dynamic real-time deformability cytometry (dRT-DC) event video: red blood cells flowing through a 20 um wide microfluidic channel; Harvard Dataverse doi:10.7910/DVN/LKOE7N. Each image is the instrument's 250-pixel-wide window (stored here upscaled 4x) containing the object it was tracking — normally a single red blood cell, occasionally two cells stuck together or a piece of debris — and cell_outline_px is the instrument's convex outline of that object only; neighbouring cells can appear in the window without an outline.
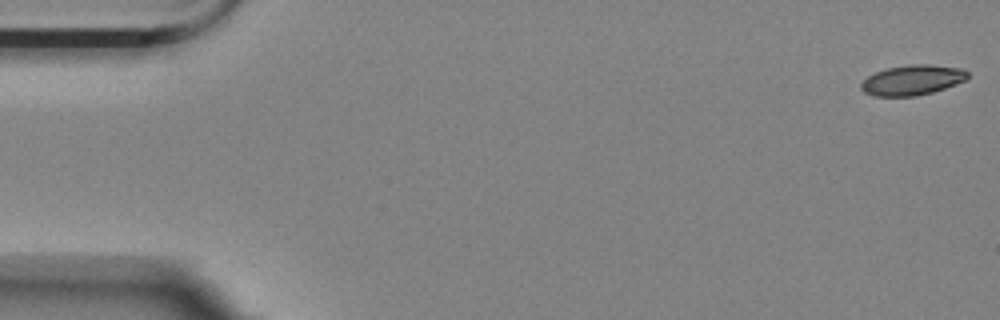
{"species": "Egyptian fruit bat (a non-hibernating species)", "species_latin": "Rousettus aegyptiacus", "temperature_condition": "room temperature", "stored_images_in_passage": 56, "camera_frame_rate_fps": 3000, "um_per_image_px": 0.085, "animal": {"sex": "female"}, "frame": {"image": 1, "passage_image": 1, "time_ms": 0.0, "image_size_px": [1000, 320], "cell_outline_px": [[968, 76], [964, 80], [956, 84], [932, 92], [916, 96], [872, 96], [864, 92], [860, 88], [860, 84], [868, 76], [876, 72], [888, 68], [908, 64], [928, 64], [964, 68], [968, 72]], "centroid_in_image_um": [77.54, 6.8], "position_along_channel_um": 7.5, "area_um2": 18.73}}
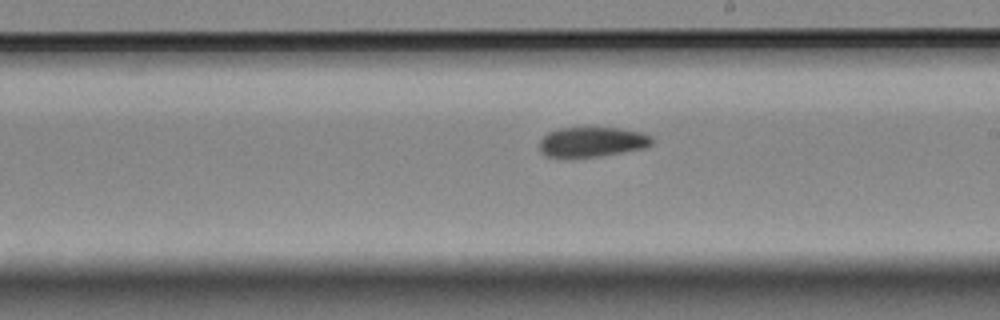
{"frame": {"image": 2, "passage_image": 32, "time_ms": 10.333, "image_size_px": [1000, 320], "cell_outline_px": [[656, 140], [652, 144], [644, 148], [600, 156], [548, 156], [540, 148], [540, 140], [548, 132], [560, 128], [616, 128], [640, 132], [652, 136]], "centroid_in_image_um": [50.39, 12.04], "position_along_channel_um": 238.6, "area_um2": 19.19}}
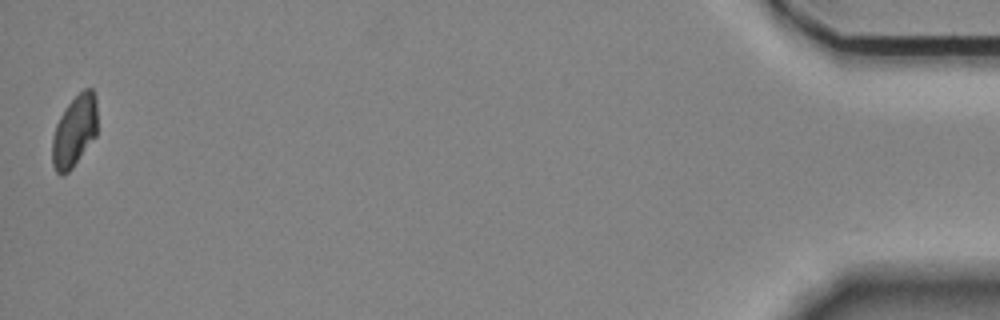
{"frame": {"image": 3, "passage_image": 56, "time_ms": 18.333, "image_size_px": [1000, 320], "cell_outline_px": [[96, 136], [72, 168], [64, 176], [60, 176], [56, 172], [52, 164], [52, 136], [56, 124], [64, 108], [84, 88], [92, 88], [96, 96]], "centroid_in_image_um": [6.31, 11.16], "position_along_channel_um": 428.9, "area_um2": 18.9}, "authors_computed_cell_mechanics": {"area_um2": 19.6809, "velocity_mm_per_s": 3.5411, "shape_relaxation_time_tau1_ms": 3.4184, "shape_relaxation_time_tau2_ms": 4.6668, "deformation_change_tau1": 0.1139, "deformation_change_tau2": 0.0937}}